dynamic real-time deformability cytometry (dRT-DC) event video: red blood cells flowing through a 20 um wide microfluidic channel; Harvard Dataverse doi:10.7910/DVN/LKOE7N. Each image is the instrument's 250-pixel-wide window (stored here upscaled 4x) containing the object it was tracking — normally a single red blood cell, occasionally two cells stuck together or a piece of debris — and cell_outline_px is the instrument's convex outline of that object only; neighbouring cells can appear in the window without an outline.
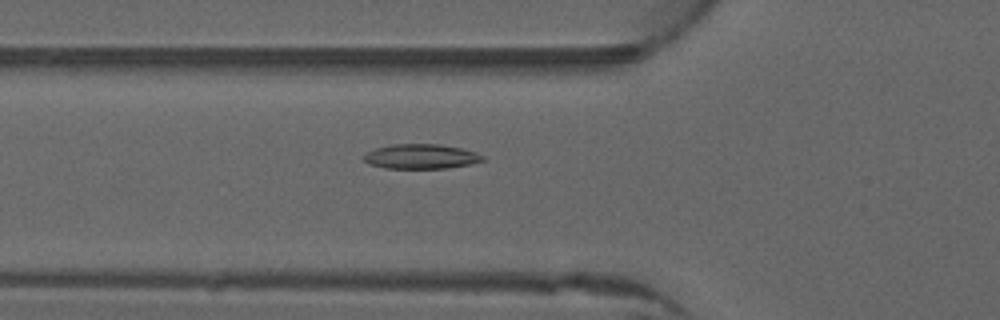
{"species": "common noctule bat (a hibernating species)", "species_latin": "Nyctalus noctula", "temperature_condition": "warm", "stored_images_in_passage": 38, "camera_frame_rate_fps": 3000, "um_per_image_px": 0.085, "animal": {"sex": "male", "forearm_length_mm": 52.5}, "frame": {"image": 1, "passage_image": 5, "time_ms": 1.333, "image_size_px": [1000, 320], "cell_outline_px": [[484, 160], [468, 164], [448, 168], [384, 168], [368, 164], [364, 160], [364, 156], [368, 152], [376, 148], [388, 144], [440, 144], [460, 148], [476, 152], [484, 156]], "centroid_in_image_um": [35.76, 13.29], "position_along_channel_um": 90.0, "area_um2": 17.05}}
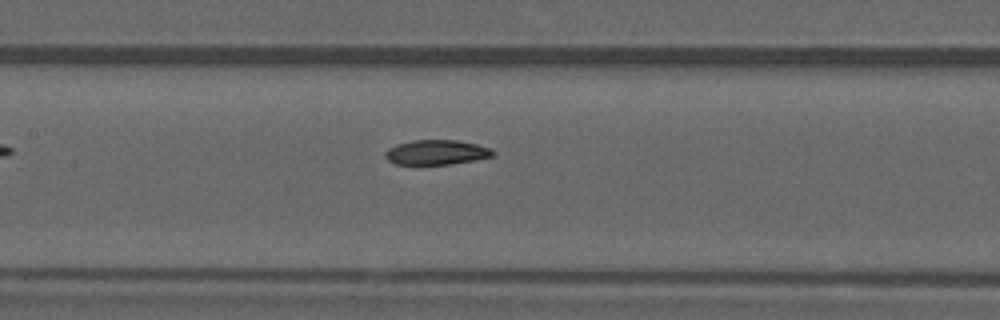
{"frame": {"image": 2, "passage_image": 11, "time_ms": 3.333, "image_size_px": [1000, 320], "cell_outline_px": [[496, 152], [492, 156], [476, 160], [448, 164], [416, 168], [396, 164], [388, 160], [384, 156], [384, 152], [388, 148], [396, 144], [412, 140], [456, 140], [476, 144], [492, 148]], "centroid_in_image_um": [37.03, 12.99], "position_along_channel_um": 170.4, "area_um2": 16.36}}
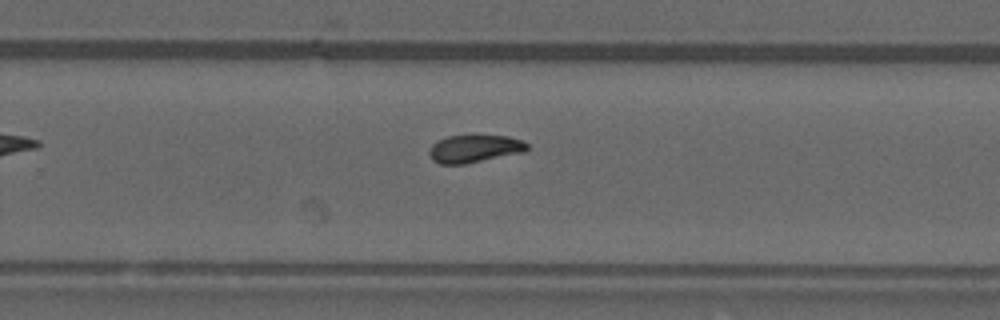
{"frame": {"image": 3, "passage_image": 20, "time_ms": 6.333, "image_size_px": [1000, 320], "cell_outline_px": [[528, 148], [524, 152], [464, 164], [440, 164], [432, 160], [428, 152], [432, 144], [436, 140], [448, 136], [508, 136], [520, 140], [528, 144]], "centroid_in_image_um": [40.29, 12.64], "position_along_channel_um": 289.5, "area_um2": 15.66}}